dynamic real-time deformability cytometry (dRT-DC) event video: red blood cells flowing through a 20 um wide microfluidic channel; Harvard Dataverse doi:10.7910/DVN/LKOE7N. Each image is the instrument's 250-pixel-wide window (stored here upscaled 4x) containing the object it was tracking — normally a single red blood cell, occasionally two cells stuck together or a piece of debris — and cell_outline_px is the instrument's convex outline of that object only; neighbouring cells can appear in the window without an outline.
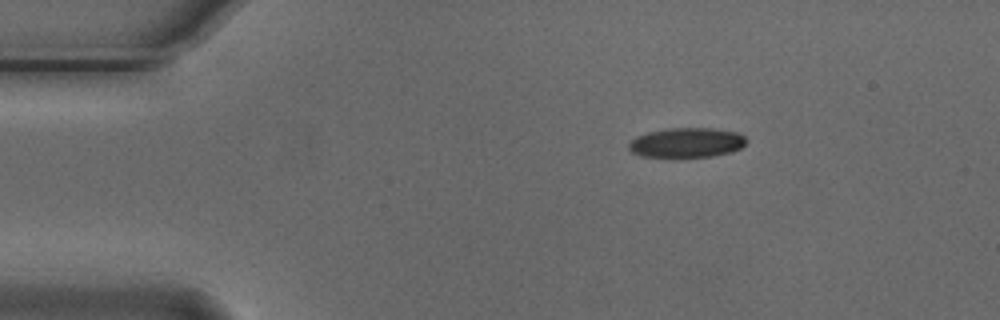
{"species": "Egyptian fruit bat (a non-hibernating species)", "species_latin": "Rousettus aegyptiacus", "temperature_condition": "cold", "stored_images_in_passage": 3, "camera_frame_rate_fps": 3000, "um_per_image_px": 0.085, "animal": {"sex": "male"}, "frame": {"image": 1, "passage_image": 1, "time_ms": 0.0, "image_size_px": [1000, 320], "cell_outline_px": [[748, 140], [740, 148], [732, 152], [712, 156], [640, 156], [632, 152], [628, 148], [628, 144], [636, 136], [648, 132], [672, 128], [712, 128], [736, 132], [744, 136]], "centroid_in_image_um": [58.38, 12.11], "position_along_channel_um": 26.6, "area_um2": 20.11}}
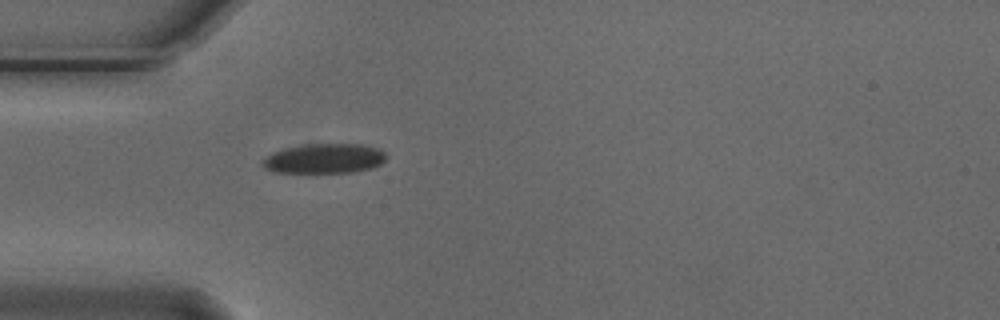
{"frame": {"image": 2, "passage_image": 3, "time_ms": 0.667, "image_size_px": [1000, 320], "cell_outline_px": [[388, 156], [380, 164], [372, 168], [352, 172], [272, 172], [264, 168], [260, 164], [260, 160], [264, 156], [272, 152], [284, 148], [300, 144], [364, 144], [380, 148]], "centroid_in_image_um": [27.52, 13.46], "position_along_channel_um": 57.5, "area_um2": 21.85}}